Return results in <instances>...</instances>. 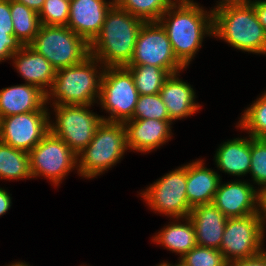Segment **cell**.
Returning a JSON list of instances; mask_svg holds the SVG:
<instances>
[{"mask_svg":"<svg viewBox=\"0 0 266 266\" xmlns=\"http://www.w3.org/2000/svg\"><path fill=\"white\" fill-rule=\"evenodd\" d=\"M158 22L167 32L175 57L185 68L202 46L204 36L214 35L212 9L207 12L193 0H176Z\"/></svg>","mask_w":266,"mask_h":266,"instance_id":"cell-1","label":"cell"},{"mask_svg":"<svg viewBox=\"0 0 266 266\" xmlns=\"http://www.w3.org/2000/svg\"><path fill=\"white\" fill-rule=\"evenodd\" d=\"M144 23L114 4L106 14L100 33L90 43V54L105 67L126 66Z\"/></svg>","mask_w":266,"mask_h":266,"instance_id":"cell-2","label":"cell"},{"mask_svg":"<svg viewBox=\"0 0 266 266\" xmlns=\"http://www.w3.org/2000/svg\"><path fill=\"white\" fill-rule=\"evenodd\" d=\"M97 63L99 61L90 54L79 64L56 70L53 85L46 93V103L55 99L52 105H94L105 69Z\"/></svg>","mask_w":266,"mask_h":266,"instance_id":"cell-3","label":"cell"},{"mask_svg":"<svg viewBox=\"0 0 266 266\" xmlns=\"http://www.w3.org/2000/svg\"><path fill=\"white\" fill-rule=\"evenodd\" d=\"M213 33L238 50L266 55V31L250 3L213 12Z\"/></svg>","mask_w":266,"mask_h":266,"instance_id":"cell-4","label":"cell"},{"mask_svg":"<svg viewBox=\"0 0 266 266\" xmlns=\"http://www.w3.org/2000/svg\"><path fill=\"white\" fill-rule=\"evenodd\" d=\"M127 150L124 124L103 121L91 142L77 154L76 170L82 177L96 178L119 163Z\"/></svg>","mask_w":266,"mask_h":266,"instance_id":"cell-5","label":"cell"},{"mask_svg":"<svg viewBox=\"0 0 266 266\" xmlns=\"http://www.w3.org/2000/svg\"><path fill=\"white\" fill-rule=\"evenodd\" d=\"M29 46L56 70L79 64L90 55V44L67 26L41 25Z\"/></svg>","mask_w":266,"mask_h":266,"instance_id":"cell-6","label":"cell"},{"mask_svg":"<svg viewBox=\"0 0 266 266\" xmlns=\"http://www.w3.org/2000/svg\"><path fill=\"white\" fill-rule=\"evenodd\" d=\"M139 94L131 72L125 67H105L99 104L110 116L103 121L124 123L132 120Z\"/></svg>","mask_w":266,"mask_h":266,"instance_id":"cell-7","label":"cell"},{"mask_svg":"<svg viewBox=\"0 0 266 266\" xmlns=\"http://www.w3.org/2000/svg\"><path fill=\"white\" fill-rule=\"evenodd\" d=\"M53 106L56 120L50 121V132L62 139L76 155L79 154L91 142L104 117L90 111L91 105Z\"/></svg>","mask_w":266,"mask_h":266,"instance_id":"cell-8","label":"cell"},{"mask_svg":"<svg viewBox=\"0 0 266 266\" xmlns=\"http://www.w3.org/2000/svg\"><path fill=\"white\" fill-rule=\"evenodd\" d=\"M186 182L187 164L150 184L141 196L154 212L174 218L176 222L188 217L192 209L187 200Z\"/></svg>","mask_w":266,"mask_h":266,"instance_id":"cell-9","label":"cell"},{"mask_svg":"<svg viewBox=\"0 0 266 266\" xmlns=\"http://www.w3.org/2000/svg\"><path fill=\"white\" fill-rule=\"evenodd\" d=\"M265 226L259 213L245 217L228 218L224 229L220 251L225 260L246 259L261 253L264 248Z\"/></svg>","mask_w":266,"mask_h":266,"instance_id":"cell-10","label":"cell"},{"mask_svg":"<svg viewBox=\"0 0 266 266\" xmlns=\"http://www.w3.org/2000/svg\"><path fill=\"white\" fill-rule=\"evenodd\" d=\"M77 162V155L50 131L29 152L31 176H44L55 186H58L72 169H77Z\"/></svg>","mask_w":266,"mask_h":266,"instance_id":"cell-11","label":"cell"},{"mask_svg":"<svg viewBox=\"0 0 266 266\" xmlns=\"http://www.w3.org/2000/svg\"><path fill=\"white\" fill-rule=\"evenodd\" d=\"M127 65H154L169 74L185 69L175 57L167 32L159 22H145L142 25L133 56Z\"/></svg>","mask_w":266,"mask_h":266,"instance_id":"cell-12","label":"cell"},{"mask_svg":"<svg viewBox=\"0 0 266 266\" xmlns=\"http://www.w3.org/2000/svg\"><path fill=\"white\" fill-rule=\"evenodd\" d=\"M48 111L0 118V142L30 152L50 131Z\"/></svg>","mask_w":266,"mask_h":266,"instance_id":"cell-13","label":"cell"},{"mask_svg":"<svg viewBox=\"0 0 266 266\" xmlns=\"http://www.w3.org/2000/svg\"><path fill=\"white\" fill-rule=\"evenodd\" d=\"M259 187L246 181L221 182L215 193L213 204L227 217H245L258 212Z\"/></svg>","mask_w":266,"mask_h":266,"instance_id":"cell-14","label":"cell"},{"mask_svg":"<svg viewBox=\"0 0 266 266\" xmlns=\"http://www.w3.org/2000/svg\"><path fill=\"white\" fill-rule=\"evenodd\" d=\"M114 0H71L67 27L89 44L100 33L105 17Z\"/></svg>","mask_w":266,"mask_h":266,"instance_id":"cell-15","label":"cell"},{"mask_svg":"<svg viewBox=\"0 0 266 266\" xmlns=\"http://www.w3.org/2000/svg\"><path fill=\"white\" fill-rule=\"evenodd\" d=\"M126 144L130 150L151 152L171 139V120L139 119L123 123Z\"/></svg>","mask_w":266,"mask_h":266,"instance_id":"cell-16","label":"cell"},{"mask_svg":"<svg viewBox=\"0 0 266 266\" xmlns=\"http://www.w3.org/2000/svg\"><path fill=\"white\" fill-rule=\"evenodd\" d=\"M188 217L195 230L196 244L219 250L228 218L213 203L193 207Z\"/></svg>","mask_w":266,"mask_h":266,"instance_id":"cell-17","label":"cell"},{"mask_svg":"<svg viewBox=\"0 0 266 266\" xmlns=\"http://www.w3.org/2000/svg\"><path fill=\"white\" fill-rule=\"evenodd\" d=\"M46 93L32 84H20L0 90V118L33 111H48Z\"/></svg>","mask_w":266,"mask_h":266,"instance_id":"cell-18","label":"cell"},{"mask_svg":"<svg viewBox=\"0 0 266 266\" xmlns=\"http://www.w3.org/2000/svg\"><path fill=\"white\" fill-rule=\"evenodd\" d=\"M11 58L14 60L13 65L27 84L39 87L44 93H47L48 87L49 89L52 87L56 69L29 45H23Z\"/></svg>","mask_w":266,"mask_h":266,"instance_id":"cell-19","label":"cell"},{"mask_svg":"<svg viewBox=\"0 0 266 266\" xmlns=\"http://www.w3.org/2000/svg\"><path fill=\"white\" fill-rule=\"evenodd\" d=\"M178 73L170 74L159 92L172 122L193 115L201 107L195 103L196 92L192 86L179 79Z\"/></svg>","mask_w":266,"mask_h":266,"instance_id":"cell-20","label":"cell"},{"mask_svg":"<svg viewBox=\"0 0 266 266\" xmlns=\"http://www.w3.org/2000/svg\"><path fill=\"white\" fill-rule=\"evenodd\" d=\"M221 182L220 175L204 167L203 160L187 164L186 194L191 208L211 204Z\"/></svg>","mask_w":266,"mask_h":266,"instance_id":"cell-21","label":"cell"},{"mask_svg":"<svg viewBox=\"0 0 266 266\" xmlns=\"http://www.w3.org/2000/svg\"><path fill=\"white\" fill-rule=\"evenodd\" d=\"M214 158L217 168L225 174L238 177L248 174L251 168V136L223 142Z\"/></svg>","mask_w":266,"mask_h":266,"instance_id":"cell-22","label":"cell"},{"mask_svg":"<svg viewBox=\"0 0 266 266\" xmlns=\"http://www.w3.org/2000/svg\"><path fill=\"white\" fill-rule=\"evenodd\" d=\"M185 223L173 222L162 228L152 239L153 242L161 244V246L170 251L179 254L182 258L196 244L195 230L189 217L182 218Z\"/></svg>","mask_w":266,"mask_h":266,"instance_id":"cell-23","label":"cell"},{"mask_svg":"<svg viewBox=\"0 0 266 266\" xmlns=\"http://www.w3.org/2000/svg\"><path fill=\"white\" fill-rule=\"evenodd\" d=\"M0 178L3 180L32 179L29 152L0 142Z\"/></svg>","mask_w":266,"mask_h":266,"instance_id":"cell-24","label":"cell"},{"mask_svg":"<svg viewBox=\"0 0 266 266\" xmlns=\"http://www.w3.org/2000/svg\"><path fill=\"white\" fill-rule=\"evenodd\" d=\"M10 11L15 37L22 45H29L41 26L39 14L14 0H10Z\"/></svg>","mask_w":266,"mask_h":266,"instance_id":"cell-25","label":"cell"},{"mask_svg":"<svg viewBox=\"0 0 266 266\" xmlns=\"http://www.w3.org/2000/svg\"><path fill=\"white\" fill-rule=\"evenodd\" d=\"M132 74L139 95L159 94L164 81L170 75L154 65H126Z\"/></svg>","mask_w":266,"mask_h":266,"instance_id":"cell-26","label":"cell"},{"mask_svg":"<svg viewBox=\"0 0 266 266\" xmlns=\"http://www.w3.org/2000/svg\"><path fill=\"white\" fill-rule=\"evenodd\" d=\"M176 0H114L119 8L144 22H158L162 14Z\"/></svg>","mask_w":266,"mask_h":266,"instance_id":"cell-27","label":"cell"},{"mask_svg":"<svg viewBox=\"0 0 266 266\" xmlns=\"http://www.w3.org/2000/svg\"><path fill=\"white\" fill-rule=\"evenodd\" d=\"M237 125L251 137L266 140V91L244 110Z\"/></svg>","mask_w":266,"mask_h":266,"instance_id":"cell-28","label":"cell"},{"mask_svg":"<svg viewBox=\"0 0 266 266\" xmlns=\"http://www.w3.org/2000/svg\"><path fill=\"white\" fill-rule=\"evenodd\" d=\"M139 119L170 120L160 94L139 95L132 120Z\"/></svg>","mask_w":266,"mask_h":266,"instance_id":"cell-29","label":"cell"},{"mask_svg":"<svg viewBox=\"0 0 266 266\" xmlns=\"http://www.w3.org/2000/svg\"><path fill=\"white\" fill-rule=\"evenodd\" d=\"M69 7V0H45L39 13L41 25L67 26Z\"/></svg>","mask_w":266,"mask_h":266,"instance_id":"cell-30","label":"cell"},{"mask_svg":"<svg viewBox=\"0 0 266 266\" xmlns=\"http://www.w3.org/2000/svg\"><path fill=\"white\" fill-rule=\"evenodd\" d=\"M180 259L188 266H229L220 250L198 245Z\"/></svg>","mask_w":266,"mask_h":266,"instance_id":"cell-31","label":"cell"},{"mask_svg":"<svg viewBox=\"0 0 266 266\" xmlns=\"http://www.w3.org/2000/svg\"><path fill=\"white\" fill-rule=\"evenodd\" d=\"M251 168L253 182L261 190L266 186V140L251 137Z\"/></svg>","mask_w":266,"mask_h":266,"instance_id":"cell-32","label":"cell"},{"mask_svg":"<svg viewBox=\"0 0 266 266\" xmlns=\"http://www.w3.org/2000/svg\"><path fill=\"white\" fill-rule=\"evenodd\" d=\"M22 44L15 37L14 30L0 29V62L11 57L22 48Z\"/></svg>","mask_w":266,"mask_h":266,"instance_id":"cell-33","label":"cell"},{"mask_svg":"<svg viewBox=\"0 0 266 266\" xmlns=\"http://www.w3.org/2000/svg\"><path fill=\"white\" fill-rule=\"evenodd\" d=\"M0 29L14 30L11 19L10 0H0Z\"/></svg>","mask_w":266,"mask_h":266,"instance_id":"cell-34","label":"cell"},{"mask_svg":"<svg viewBox=\"0 0 266 266\" xmlns=\"http://www.w3.org/2000/svg\"><path fill=\"white\" fill-rule=\"evenodd\" d=\"M229 266H266V251L250 258L232 261Z\"/></svg>","mask_w":266,"mask_h":266,"instance_id":"cell-35","label":"cell"},{"mask_svg":"<svg viewBox=\"0 0 266 266\" xmlns=\"http://www.w3.org/2000/svg\"><path fill=\"white\" fill-rule=\"evenodd\" d=\"M250 4L254 7L258 21L262 24L266 31V3L260 0L251 1Z\"/></svg>","mask_w":266,"mask_h":266,"instance_id":"cell-36","label":"cell"},{"mask_svg":"<svg viewBox=\"0 0 266 266\" xmlns=\"http://www.w3.org/2000/svg\"><path fill=\"white\" fill-rule=\"evenodd\" d=\"M11 204L10 194L5 189L0 188V216L8 212Z\"/></svg>","mask_w":266,"mask_h":266,"instance_id":"cell-37","label":"cell"},{"mask_svg":"<svg viewBox=\"0 0 266 266\" xmlns=\"http://www.w3.org/2000/svg\"><path fill=\"white\" fill-rule=\"evenodd\" d=\"M258 212L261 216L263 224L266 223V186L259 190V197H258Z\"/></svg>","mask_w":266,"mask_h":266,"instance_id":"cell-38","label":"cell"},{"mask_svg":"<svg viewBox=\"0 0 266 266\" xmlns=\"http://www.w3.org/2000/svg\"><path fill=\"white\" fill-rule=\"evenodd\" d=\"M16 2L25 4L28 8L34 10L38 14L44 6L45 0H14Z\"/></svg>","mask_w":266,"mask_h":266,"instance_id":"cell-39","label":"cell"},{"mask_svg":"<svg viewBox=\"0 0 266 266\" xmlns=\"http://www.w3.org/2000/svg\"><path fill=\"white\" fill-rule=\"evenodd\" d=\"M251 0H220L218 2V5L216 4V7L212 10V12H215L216 10L226 7V6H236V5H246L250 3Z\"/></svg>","mask_w":266,"mask_h":266,"instance_id":"cell-40","label":"cell"},{"mask_svg":"<svg viewBox=\"0 0 266 266\" xmlns=\"http://www.w3.org/2000/svg\"><path fill=\"white\" fill-rule=\"evenodd\" d=\"M10 266H28V264L25 262L24 263L23 262H16V263H11Z\"/></svg>","mask_w":266,"mask_h":266,"instance_id":"cell-41","label":"cell"},{"mask_svg":"<svg viewBox=\"0 0 266 266\" xmlns=\"http://www.w3.org/2000/svg\"><path fill=\"white\" fill-rule=\"evenodd\" d=\"M180 261L178 262V264L172 265L171 266H188L185 262H183L181 259H179Z\"/></svg>","mask_w":266,"mask_h":266,"instance_id":"cell-42","label":"cell"},{"mask_svg":"<svg viewBox=\"0 0 266 266\" xmlns=\"http://www.w3.org/2000/svg\"><path fill=\"white\" fill-rule=\"evenodd\" d=\"M156 266H171V264L168 263V262H162V263H160L159 265H156Z\"/></svg>","mask_w":266,"mask_h":266,"instance_id":"cell-43","label":"cell"}]
</instances>
